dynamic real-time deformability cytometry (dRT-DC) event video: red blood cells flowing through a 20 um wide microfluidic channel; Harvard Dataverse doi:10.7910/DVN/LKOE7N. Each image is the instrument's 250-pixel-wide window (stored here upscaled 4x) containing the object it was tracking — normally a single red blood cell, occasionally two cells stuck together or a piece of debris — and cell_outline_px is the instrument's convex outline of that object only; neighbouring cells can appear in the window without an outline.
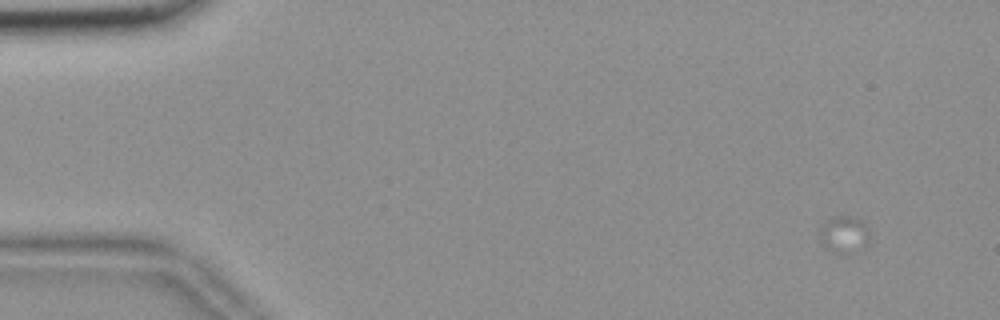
{"species": "common noctule bat (a hibernating species)", "species_latin": "Nyctalus noctula", "temperature_condition": "room temperature", "stored_images_in_passage": 1, "camera_frame_rate_fps": 3000, "um_per_image_px": 0.085, "animal": {"sex": "female", "body_mass_g": 18.4}, "frame": {"image": 1, "passage_image": 1, "time_ms": 0.0, "image_size_px": [1000, 320], "cell_outline_px": [[868, 244], [848, 252], [836, 252], [820, 244], [820, 228], [828, 220], [836, 216], [848, 216], [860, 220], [868, 228]], "centroid_in_image_um": [71.72, 19.9], "position_along_channel_um": 13.3, "area_um2": 10.23}}